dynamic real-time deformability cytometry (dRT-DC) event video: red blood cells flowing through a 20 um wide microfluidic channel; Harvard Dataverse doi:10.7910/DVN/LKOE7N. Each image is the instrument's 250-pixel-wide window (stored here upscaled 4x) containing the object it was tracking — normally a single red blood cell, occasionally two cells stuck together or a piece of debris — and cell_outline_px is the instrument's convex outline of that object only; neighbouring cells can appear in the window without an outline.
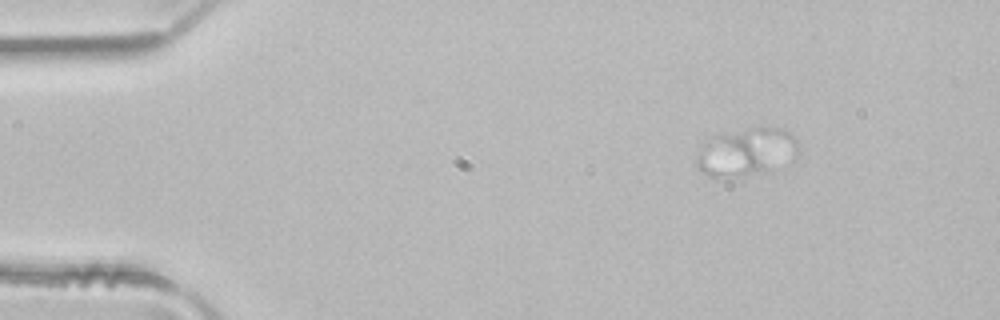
{"species": "common noctule bat (a hibernating species)", "species_latin": "Nyctalus noctula", "temperature_condition": "room temperature", "stored_images_in_passage": 3, "segment_of_instrument_passage": [2, 2], "camera_frame_rate_fps": 3000, "um_per_image_px": 0.085, "animal": {"sex": "male", "body_mass_g": 21.5, "forearm_length_mm": 52.0}, "frame": {"image": 1, "passage_image": 3, "time_ms": 0.667, "image_size_px": [1000, 320], "cell_outline_px": [[800, 148], [796, 156], [792, 160], [768, 168], [748, 172], [716, 176], [712, 176], [700, 172], [696, 164], [696, 156], [700, 144], [712, 136], [748, 128], [784, 128], [796, 136], [800, 144]], "centroid_in_image_um": [63.44, 12.83], "position_along_channel_um": 21.6, "area_um2": 27.63}}